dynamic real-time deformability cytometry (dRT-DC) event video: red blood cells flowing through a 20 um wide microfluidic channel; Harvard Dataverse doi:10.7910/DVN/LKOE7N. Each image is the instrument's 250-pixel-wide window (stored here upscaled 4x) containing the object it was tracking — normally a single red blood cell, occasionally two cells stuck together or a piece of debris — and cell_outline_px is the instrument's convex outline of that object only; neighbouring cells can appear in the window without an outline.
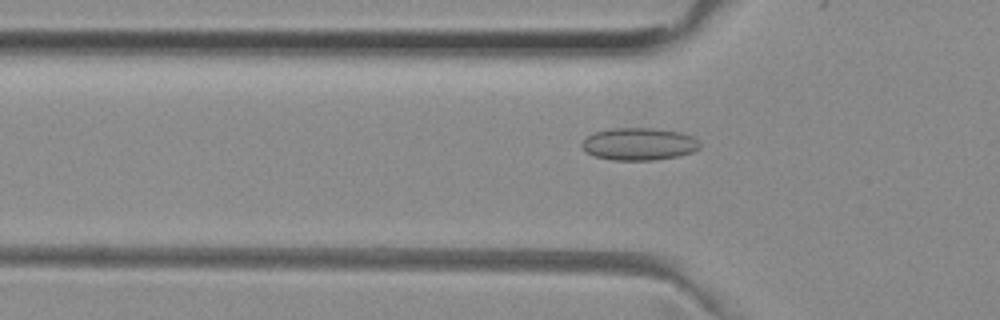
{"species": "common noctule bat (a hibernating species)", "species_latin": "Nyctalus noctula", "temperature_condition": "room temperature", "stored_images_in_passage": 34, "camera_frame_rate_fps": 3000, "um_per_image_px": 0.085, "animal": {"sex": "female", "body_mass_g": 29.2, "forearm_length_mm": 56.3}, "frame": {"image": 1, "passage_image": 2, "time_ms": 0.333, "image_size_px": [1000, 320], "cell_outline_px": [[700, 148], [692, 152], [680, 156], [652, 160], [612, 160], [596, 156], [588, 152], [580, 144], [592, 132], [608, 128], [656, 128], [680, 132], [692, 136], [700, 144]], "centroid_in_image_um": [54.32, 12.23], "position_along_channel_um": 71.5, "area_um2": 22.31}}
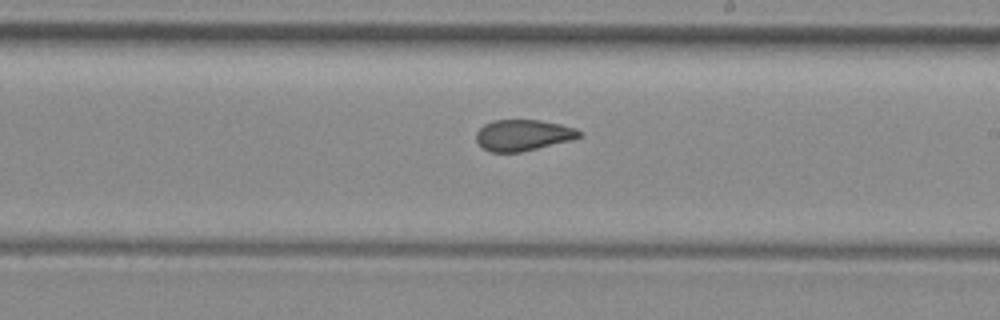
{"frame": {"image": 2, "passage_image": 15, "time_ms": 4.667, "image_size_px": [1000, 320], "cell_outline_px": [[580, 136], [572, 140], [520, 152], [488, 152], [476, 140], [476, 132], [484, 124], [492, 120], [540, 120], [560, 124], [576, 128], [580, 132]], "centroid_in_image_um": [44.44, 11.48], "position_along_channel_um": 244.6, "area_um2": 18.61}}
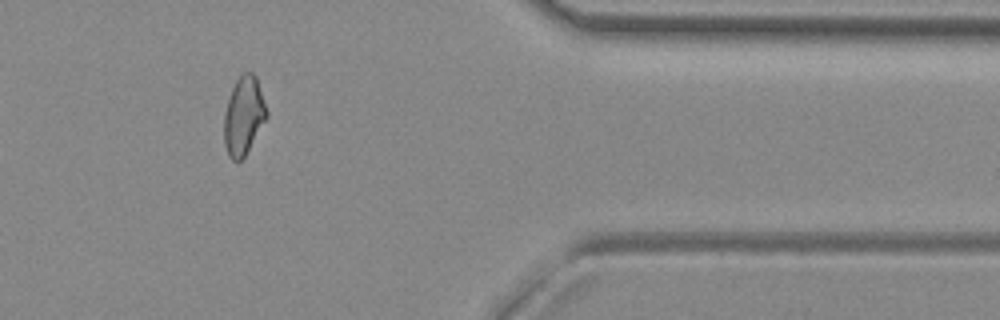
{"frame": {"image": 3, "passage_image": 28, "time_ms": 9.0, "image_size_px": [1000, 320], "cell_outline_px": [[268, 116], [244, 156], [240, 160], [232, 160], [228, 156], [224, 144], [224, 112], [232, 88], [236, 80], [244, 72], [252, 72], [256, 76], [268, 112]], "centroid_in_image_um": [20.7, 9.83], "position_along_channel_um": 390.7, "area_um2": 19.25}, "authors_computed_cell_mechanics": {"area_um2": 19.5075, "velocity_mm_per_s": 3.981, "shape_relaxation_time_tau1_ms": null, "shape_relaxation_time_tau2_ms": 1.6028, "deformation_change_tau1": null, "deformation_change_tau2": 0.0721}}